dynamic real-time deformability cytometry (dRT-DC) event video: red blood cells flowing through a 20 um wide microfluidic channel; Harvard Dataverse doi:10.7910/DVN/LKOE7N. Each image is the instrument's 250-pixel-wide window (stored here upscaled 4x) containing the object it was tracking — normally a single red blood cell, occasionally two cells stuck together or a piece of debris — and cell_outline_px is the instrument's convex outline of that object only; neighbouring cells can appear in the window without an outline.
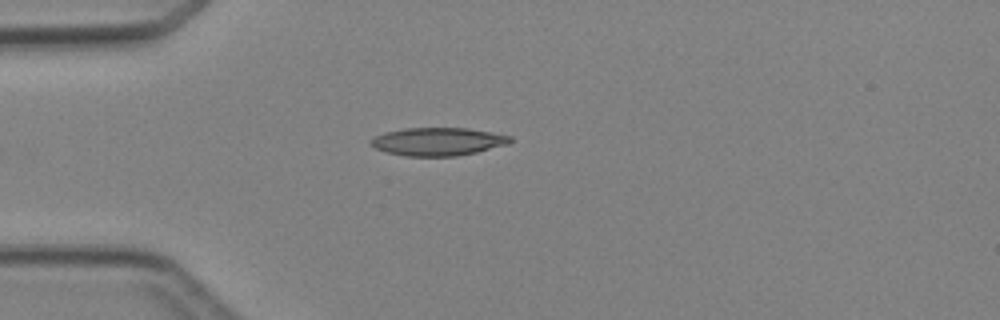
{"species": "Egyptian fruit bat (a non-hibernating species)", "species_latin": "Rousettus aegyptiacus", "temperature_condition": "cold", "stored_images_in_passage": 4, "camera_frame_rate_fps": 3000, "um_per_image_px": 0.085, "animal": {"sex": "female"}, "frame": {"image": 1, "passage_image": 4, "time_ms": 3.667, "image_size_px": [1000, 320], "cell_outline_px": [[512, 140], [508, 144], [476, 152], [456, 156], [404, 156], [388, 152], [376, 148], [368, 144], [368, 140], [384, 132], [404, 128], [468, 128], [492, 132], [512, 136]], "centroid_in_image_um": [37.2, 12.03], "position_along_channel_um": 47.8, "area_um2": 22.83}}